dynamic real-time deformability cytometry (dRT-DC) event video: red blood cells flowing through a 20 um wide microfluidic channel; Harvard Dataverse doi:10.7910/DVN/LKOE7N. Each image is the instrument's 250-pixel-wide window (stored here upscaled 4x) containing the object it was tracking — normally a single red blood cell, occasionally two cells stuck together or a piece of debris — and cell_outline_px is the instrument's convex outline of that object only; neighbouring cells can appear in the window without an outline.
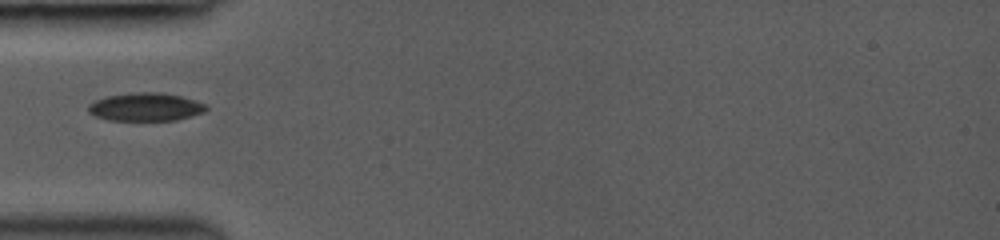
{"species": "common noctule bat (a hibernating species)", "species_latin": "Nyctalus noctula", "temperature_condition": "room temperature", "stored_images_in_passage": 56, "camera_frame_rate_fps": 3000, "um_per_image_px": 0.085, "animal": {"sex": "female", "body_mass_g": 19.0, "forearm_length_mm": 53.3}, "frame": {"image": 1, "passage_image": 1, "time_ms": 0.0, "image_size_px": [1000, 240], "cell_outline_px": [[208, 108], [204, 112], [176, 120], [108, 120], [96, 116], [88, 112], [88, 104], [96, 100], [108, 96], [132, 92], [160, 92], [180, 96], [204, 104]], "centroid_in_image_um": [12.34, 9.09], "position_along_channel_um": 72.7, "area_um2": 19.13}}
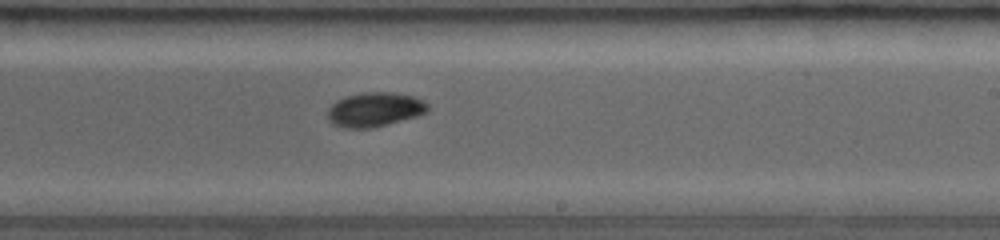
{"frame": {"image": 2, "passage_image": 27, "time_ms": 4.333, "image_size_px": [1000, 240], "cell_outline_px": [[428, 108], [424, 112], [416, 116], [388, 124], [372, 128], [344, 128], [332, 124], [328, 120], [328, 108], [336, 100], [360, 92], [396, 92], [412, 96], [424, 100], [428, 104]], "centroid_in_image_um": [31.82, 9.3], "position_along_channel_um": 257.2, "area_um2": 20.06}}
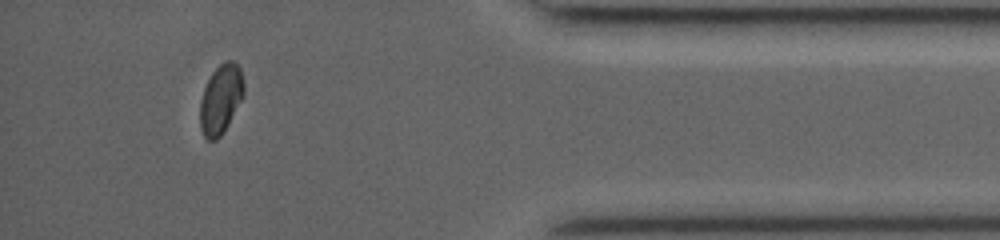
{"frame": {"image": 3, "passage_image": 50, "time_ms": 8.667, "image_size_px": [1000, 240], "cell_outline_px": [[244, 96], [224, 132], [216, 140], [208, 140], [204, 136], [200, 128], [200, 100], [204, 88], [212, 72], [224, 60], [232, 60], [240, 68], [244, 84]], "centroid_in_image_um": [18.77, 8.43], "position_along_channel_um": 416.4, "area_um2": 17.8}}